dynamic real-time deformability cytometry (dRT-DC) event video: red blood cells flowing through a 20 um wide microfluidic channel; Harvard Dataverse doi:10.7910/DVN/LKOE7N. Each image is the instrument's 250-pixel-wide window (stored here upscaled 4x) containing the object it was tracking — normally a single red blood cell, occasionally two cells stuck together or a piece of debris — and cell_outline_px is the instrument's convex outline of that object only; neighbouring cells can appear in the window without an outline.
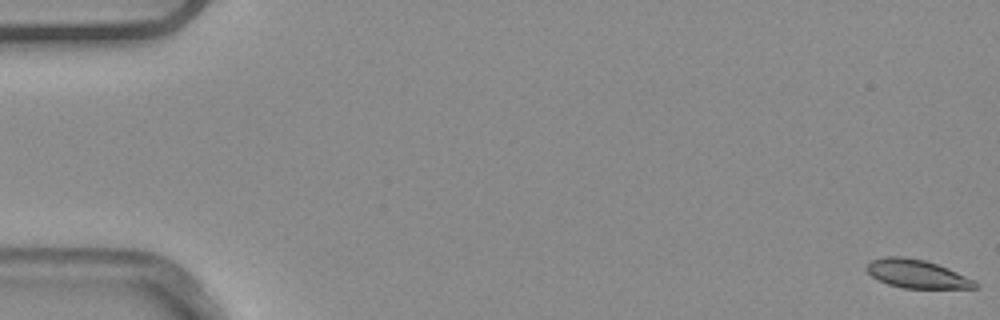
{"species": "common noctule bat (a hibernating species)", "species_latin": "Nyctalus noctula", "temperature_condition": "warm", "stored_images_in_passage": 8, "camera_frame_rate_fps": 3000, "um_per_image_px": 0.085, "animal": {"sex": "male", "body_mass_g": 20.4}, "frame": {"image": 1, "passage_image": 1, "time_ms": 0.0, "image_size_px": [1000, 320], "cell_outline_px": [[980, 288], [904, 288], [888, 284], [872, 276], [864, 268], [872, 260], [888, 256], [900, 256], [924, 260], [948, 268], [976, 280], [980, 284]], "centroid_in_image_um": [77.99, 23.29], "position_along_channel_um": 7.0, "area_um2": 17.92}}
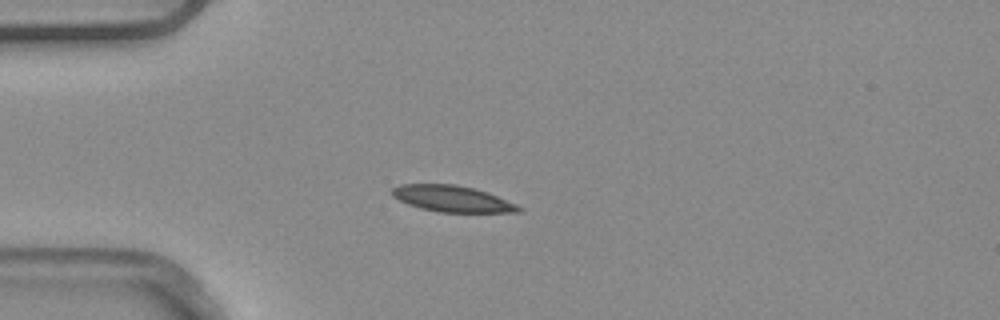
{"frame": {"image": 2, "passage_image": 4, "time_ms": 1.0, "image_size_px": [1000, 320], "cell_outline_px": [[524, 212], [440, 212], [420, 208], [408, 204], [392, 196], [392, 188], [400, 184], [456, 184], [488, 192], [516, 204], [524, 208]], "centroid_in_image_um": [38.47, 16.89], "position_along_channel_um": 46.5, "area_um2": 19.36}}